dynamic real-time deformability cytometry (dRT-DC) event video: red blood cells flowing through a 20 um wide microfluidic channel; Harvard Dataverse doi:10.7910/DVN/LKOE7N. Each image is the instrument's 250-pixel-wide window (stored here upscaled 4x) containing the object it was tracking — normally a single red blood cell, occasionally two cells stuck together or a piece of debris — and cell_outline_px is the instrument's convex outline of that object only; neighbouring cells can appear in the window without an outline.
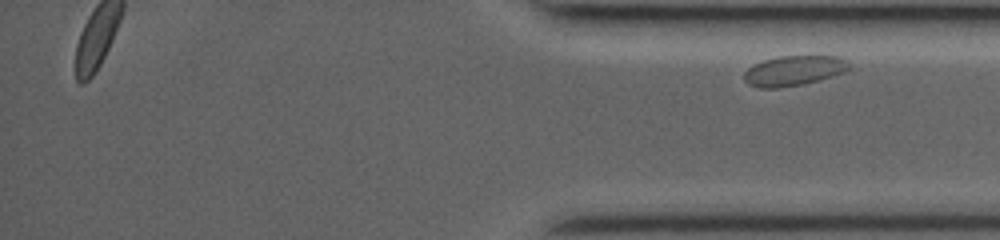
{"species": "common noctule bat (a hibernating species)", "species_latin": "Nyctalus noctula", "temperature_condition": "room temperature", "stored_images_in_passage": 17, "segment_of_instrument_passage": [2, 2], "camera_frame_rate_fps": 3500, "um_per_image_px": 0.085, "animal": {"sex": "female", "body_mass_g": 19.0, "forearm_length_mm": 53.3}, "frame": {"image": 1, "passage_image": 17, "time_ms": 11.429, "image_size_px": [1000, 240], "cell_outline_px": [[852, 68], [844, 72], [816, 80], [800, 84], [776, 88], [760, 88], [748, 84], [744, 80], [744, 72], [752, 64], [764, 60], [780, 56], [840, 56], [848, 60], [852, 64]], "centroid_in_image_um": [67.49, 5.99], "position_along_channel_um": 367.7, "area_um2": 18.38}}